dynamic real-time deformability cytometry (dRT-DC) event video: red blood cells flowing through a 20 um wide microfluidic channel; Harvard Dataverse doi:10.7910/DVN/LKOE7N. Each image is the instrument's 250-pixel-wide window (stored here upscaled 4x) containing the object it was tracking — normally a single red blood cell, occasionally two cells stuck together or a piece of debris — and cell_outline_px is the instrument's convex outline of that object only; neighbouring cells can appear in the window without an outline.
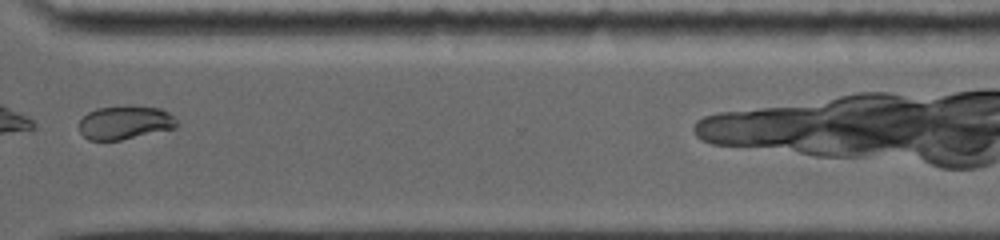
{"species": "common noctule bat (a hibernating species)", "species_latin": "Nyctalus noctula", "temperature_condition": "warm", "stored_images_in_passage": 26, "camera_frame_rate_fps": 5000, "um_per_image_px": 0.085, "animal": {"sex": "female", "body_mass_g": 19.0, "forearm_length_mm": 53.3}, "frame": {"image": 1, "passage_image": 19, "time_ms": 7.4, "image_size_px": [1000, 240], "cell_outline_px": [[176, 128], [120, 140], [88, 140], [80, 132], [80, 120], [88, 112], [96, 108], [128, 104], [160, 108], [168, 112], [176, 120]], "centroid_in_image_um": [10.61, 10.39], "position_along_channel_um": 360.0, "area_um2": 19.31}}